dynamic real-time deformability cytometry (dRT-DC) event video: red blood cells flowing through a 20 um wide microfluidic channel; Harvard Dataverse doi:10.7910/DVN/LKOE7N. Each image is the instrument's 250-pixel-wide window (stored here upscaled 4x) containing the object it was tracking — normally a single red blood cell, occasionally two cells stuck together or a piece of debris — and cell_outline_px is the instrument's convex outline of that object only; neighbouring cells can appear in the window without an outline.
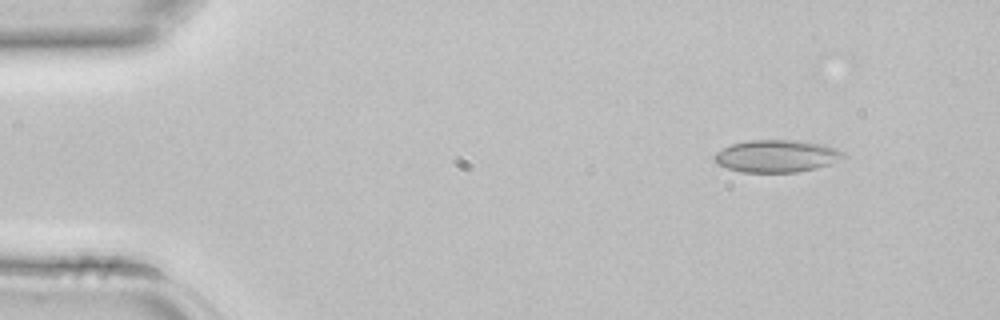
{"species": "common noctule bat (a hibernating species)", "species_latin": "Nyctalus noctula", "temperature_condition": "room temperature", "stored_images_in_passage": 4, "camera_frame_rate_fps": 3000, "um_per_image_px": 0.085, "animal": {"sex": "female", "body_mass_g": 22.7, "forearm_length_mm": 54.2}, "frame": {"image": 1, "passage_image": 2, "time_ms": 0.333, "image_size_px": [1000, 320], "cell_outline_px": [[848, 156], [828, 164], [816, 168], [796, 172], [744, 172], [728, 168], [716, 164], [712, 160], [712, 156], [716, 152], [732, 144], [748, 140], [800, 140], [824, 144], [836, 148], [844, 152]], "centroid_in_image_um": [66.01, 13.25], "position_along_channel_um": 19.0, "area_um2": 24.45}}
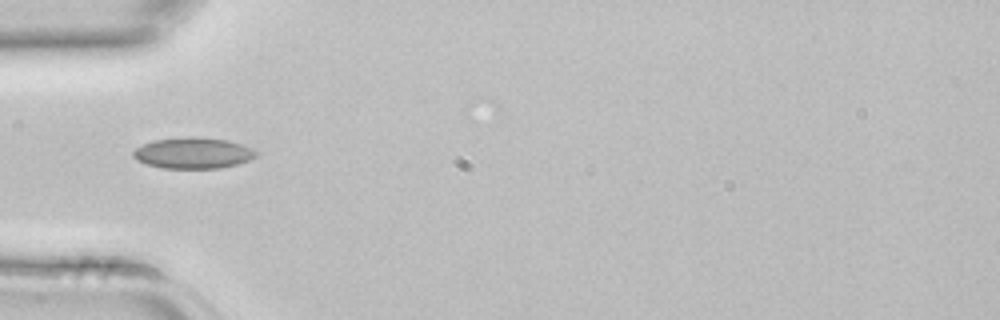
{"frame": {"image": 2, "passage_image": 4, "time_ms": 1.0, "image_size_px": [1000, 320], "cell_outline_px": [[260, 152], [256, 156], [248, 160], [236, 164], [220, 168], [160, 168], [136, 160], [132, 156], [132, 152], [136, 148], [152, 140], [188, 136], [192, 136], [228, 140], [252, 148]], "centroid_in_image_um": [16.4, 13.0], "position_along_channel_um": 68.6, "area_um2": 22.31}}